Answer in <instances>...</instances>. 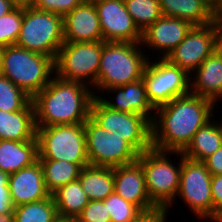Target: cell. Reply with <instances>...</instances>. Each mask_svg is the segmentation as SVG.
<instances>
[{
  "instance_id": "6da1fadb",
  "label": "cell",
  "mask_w": 222,
  "mask_h": 222,
  "mask_svg": "<svg viewBox=\"0 0 222 222\" xmlns=\"http://www.w3.org/2000/svg\"><path fill=\"white\" fill-rule=\"evenodd\" d=\"M214 105L208 99L189 93L156 108L152 122L153 148L182 152L194 134L214 118Z\"/></svg>"
},
{
  "instance_id": "7a4b0ae2",
  "label": "cell",
  "mask_w": 222,
  "mask_h": 222,
  "mask_svg": "<svg viewBox=\"0 0 222 222\" xmlns=\"http://www.w3.org/2000/svg\"><path fill=\"white\" fill-rule=\"evenodd\" d=\"M91 88V89H90ZM92 87L56 75L32 98L36 127L84 123L90 117Z\"/></svg>"
},
{
  "instance_id": "3957f363",
  "label": "cell",
  "mask_w": 222,
  "mask_h": 222,
  "mask_svg": "<svg viewBox=\"0 0 222 222\" xmlns=\"http://www.w3.org/2000/svg\"><path fill=\"white\" fill-rule=\"evenodd\" d=\"M140 47V42H105L97 82L92 89L104 92L141 79L150 57L144 55Z\"/></svg>"
},
{
  "instance_id": "277c9868",
  "label": "cell",
  "mask_w": 222,
  "mask_h": 222,
  "mask_svg": "<svg viewBox=\"0 0 222 222\" xmlns=\"http://www.w3.org/2000/svg\"><path fill=\"white\" fill-rule=\"evenodd\" d=\"M0 74L33 98L55 75L54 59L16 45L7 46Z\"/></svg>"
},
{
  "instance_id": "5b68a950",
  "label": "cell",
  "mask_w": 222,
  "mask_h": 222,
  "mask_svg": "<svg viewBox=\"0 0 222 222\" xmlns=\"http://www.w3.org/2000/svg\"><path fill=\"white\" fill-rule=\"evenodd\" d=\"M171 154L180 156L177 166L169 160ZM182 157L181 152H166L154 148L139 155L137 161L144 171L148 195L158 208L169 210L176 200L180 186Z\"/></svg>"
},
{
  "instance_id": "8992f818",
  "label": "cell",
  "mask_w": 222,
  "mask_h": 222,
  "mask_svg": "<svg viewBox=\"0 0 222 222\" xmlns=\"http://www.w3.org/2000/svg\"><path fill=\"white\" fill-rule=\"evenodd\" d=\"M38 160H63L89 165L84 123L36 127Z\"/></svg>"
},
{
  "instance_id": "52a82bcc",
  "label": "cell",
  "mask_w": 222,
  "mask_h": 222,
  "mask_svg": "<svg viewBox=\"0 0 222 222\" xmlns=\"http://www.w3.org/2000/svg\"><path fill=\"white\" fill-rule=\"evenodd\" d=\"M64 43L63 17L33 6L24 7L16 46L50 56L54 60Z\"/></svg>"
},
{
  "instance_id": "ba28073f",
  "label": "cell",
  "mask_w": 222,
  "mask_h": 222,
  "mask_svg": "<svg viewBox=\"0 0 222 222\" xmlns=\"http://www.w3.org/2000/svg\"><path fill=\"white\" fill-rule=\"evenodd\" d=\"M104 43L64 42L54 60L55 75L64 80L95 86Z\"/></svg>"
},
{
  "instance_id": "9c48e42d",
  "label": "cell",
  "mask_w": 222,
  "mask_h": 222,
  "mask_svg": "<svg viewBox=\"0 0 222 222\" xmlns=\"http://www.w3.org/2000/svg\"><path fill=\"white\" fill-rule=\"evenodd\" d=\"M90 117L107 132L117 131L140 154L153 148L152 122L141 114L112 110L99 97H94Z\"/></svg>"
},
{
  "instance_id": "30bf717a",
  "label": "cell",
  "mask_w": 222,
  "mask_h": 222,
  "mask_svg": "<svg viewBox=\"0 0 222 222\" xmlns=\"http://www.w3.org/2000/svg\"><path fill=\"white\" fill-rule=\"evenodd\" d=\"M89 165L117 167L138 160L140 153L117 131H106L91 117L84 122Z\"/></svg>"
},
{
  "instance_id": "8fae6325",
  "label": "cell",
  "mask_w": 222,
  "mask_h": 222,
  "mask_svg": "<svg viewBox=\"0 0 222 222\" xmlns=\"http://www.w3.org/2000/svg\"><path fill=\"white\" fill-rule=\"evenodd\" d=\"M142 79L147 98L155 109L190 93V75L167 58L158 57L153 62L149 59Z\"/></svg>"
},
{
  "instance_id": "7c38bea8",
  "label": "cell",
  "mask_w": 222,
  "mask_h": 222,
  "mask_svg": "<svg viewBox=\"0 0 222 222\" xmlns=\"http://www.w3.org/2000/svg\"><path fill=\"white\" fill-rule=\"evenodd\" d=\"M212 175L203 162L182 157L180 186L176 197L189 207L199 219L213 221V201L211 193ZM209 219V220H208Z\"/></svg>"
},
{
  "instance_id": "4fadbf2b",
  "label": "cell",
  "mask_w": 222,
  "mask_h": 222,
  "mask_svg": "<svg viewBox=\"0 0 222 222\" xmlns=\"http://www.w3.org/2000/svg\"><path fill=\"white\" fill-rule=\"evenodd\" d=\"M94 4L104 42H141L142 32L128 13L124 0H102Z\"/></svg>"
},
{
  "instance_id": "5bb4252c",
  "label": "cell",
  "mask_w": 222,
  "mask_h": 222,
  "mask_svg": "<svg viewBox=\"0 0 222 222\" xmlns=\"http://www.w3.org/2000/svg\"><path fill=\"white\" fill-rule=\"evenodd\" d=\"M213 53L214 32L212 25L208 24L193 26L166 58L191 75Z\"/></svg>"
},
{
  "instance_id": "9a60e30c",
  "label": "cell",
  "mask_w": 222,
  "mask_h": 222,
  "mask_svg": "<svg viewBox=\"0 0 222 222\" xmlns=\"http://www.w3.org/2000/svg\"><path fill=\"white\" fill-rule=\"evenodd\" d=\"M114 191L124 200L137 205L143 212L158 208L150 200L144 171L138 161L114 167Z\"/></svg>"
},
{
  "instance_id": "2e32d148",
  "label": "cell",
  "mask_w": 222,
  "mask_h": 222,
  "mask_svg": "<svg viewBox=\"0 0 222 222\" xmlns=\"http://www.w3.org/2000/svg\"><path fill=\"white\" fill-rule=\"evenodd\" d=\"M192 27L193 25L182 19L162 16L142 32L141 46L151 47L150 49L160 53L163 51V55L159 54V57L166 58Z\"/></svg>"
},
{
  "instance_id": "e0dca14e",
  "label": "cell",
  "mask_w": 222,
  "mask_h": 222,
  "mask_svg": "<svg viewBox=\"0 0 222 222\" xmlns=\"http://www.w3.org/2000/svg\"><path fill=\"white\" fill-rule=\"evenodd\" d=\"M8 187L14 207L41 201L51 195L46 189L39 160L10 174Z\"/></svg>"
},
{
  "instance_id": "ac0fdd59",
  "label": "cell",
  "mask_w": 222,
  "mask_h": 222,
  "mask_svg": "<svg viewBox=\"0 0 222 222\" xmlns=\"http://www.w3.org/2000/svg\"><path fill=\"white\" fill-rule=\"evenodd\" d=\"M64 42L104 41L94 3L75 7L63 17Z\"/></svg>"
},
{
  "instance_id": "d6986e66",
  "label": "cell",
  "mask_w": 222,
  "mask_h": 222,
  "mask_svg": "<svg viewBox=\"0 0 222 222\" xmlns=\"http://www.w3.org/2000/svg\"><path fill=\"white\" fill-rule=\"evenodd\" d=\"M104 91H109L111 94L114 92L112 96L116 95V97L114 95L113 100L110 97L108 100L105 97L97 96L110 109L125 113L141 114L153 122L156 109L147 98L142 78L122 86L105 89Z\"/></svg>"
},
{
  "instance_id": "ffe728a7",
  "label": "cell",
  "mask_w": 222,
  "mask_h": 222,
  "mask_svg": "<svg viewBox=\"0 0 222 222\" xmlns=\"http://www.w3.org/2000/svg\"><path fill=\"white\" fill-rule=\"evenodd\" d=\"M194 72L190 75V93L217 105L222 99V57L214 52Z\"/></svg>"
},
{
  "instance_id": "44dd1931",
  "label": "cell",
  "mask_w": 222,
  "mask_h": 222,
  "mask_svg": "<svg viewBox=\"0 0 222 222\" xmlns=\"http://www.w3.org/2000/svg\"><path fill=\"white\" fill-rule=\"evenodd\" d=\"M36 137L34 104L14 112L0 110V140L30 141Z\"/></svg>"
},
{
  "instance_id": "7402d4cb",
  "label": "cell",
  "mask_w": 222,
  "mask_h": 222,
  "mask_svg": "<svg viewBox=\"0 0 222 222\" xmlns=\"http://www.w3.org/2000/svg\"><path fill=\"white\" fill-rule=\"evenodd\" d=\"M38 160V141L0 140V170L8 174L32 165Z\"/></svg>"
},
{
  "instance_id": "603a6c76",
  "label": "cell",
  "mask_w": 222,
  "mask_h": 222,
  "mask_svg": "<svg viewBox=\"0 0 222 222\" xmlns=\"http://www.w3.org/2000/svg\"><path fill=\"white\" fill-rule=\"evenodd\" d=\"M211 119L201 127L181 152L185 158L203 162L222 145V123Z\"/></svg>"
},
{
  "instance_id": "cb8c5ba5",
  "label": "cell",
  "mask_w": 222,
  "mask_h": 222,
  "mask_svg": "<svg viewBox=\"0 0 222 222\" xmlns=\"http://www.w3.org/2000/svg\"><path fill=\"white\" fill-rule=\"evenodd\" d=\"M78 180L89 200L104 201L114 192V167L87 165Z\"/></svg>"
},
{
  "instance_id": "d4e9b609",
  "label": "cell",
  "mask_w": 222,
  "mask_h": 222,
  "mask_svg": "<svg viewBox=\"0 0 222 222\" xmlns=\"http://www.w3.org/2000/svg\"><path fill=\"white\" fill-rule=\"evenodd\" d=\"M162 15L189 22L193 26H205L215 16L201 0H159Z\"/></svg>"
},
{
  "instance_id": "484cf974",
  "label": "cell",
  "mask_w": 222,
  "mask_h": 222,
  "mask_svg": "<svg viewBox=\"0 0 222 222\" xmlns=\"http://www.w3.org/2000/svg\"><path fill=\"white\" fill-rule=\"evenodd\" d=\"M52 196L56 204L58 217L63 220L76 219L90 201L79 180L60 187Z\"/></svg>"
},
{
  "instance_id": "4316f807",
  "label": "cell",
  "mask_w": 222,
  "mask_h": 222,
  "mask_svg": "<svg viewBox=\"0 0 222 222\" xmlns=\"http://www.w3.org/2000/svg\"><path fill=\"white\" fill-rule=\"evenodd\" d=\"M47 191L52 195L60 187L78 180L82 167L63 160H39Z\"/></svg>"
},
{
  "instance_id": "83f0119b",
  "label": "cell",
  "mask_w": 222,
  "mask_h": 222,
  "mask_svg": "<svg viewBox=\"0 0 222 222\" xmlns=\"http://www.w3.org/2000/svg\"><path fill=\"white\" fill-rule=\"evenodd\" d=\"M59 219L52 195L48 198L13 208L11 222H56Z\"/></svg>"
},
{
  "instance_id": "f1b7e54d",
  "label": "cell",
  "mask_w": 222,
  "mask_h": 222,
  "mask_svg": "<svg viewBox=\"0 0 222 222\" xmlns=\"http://www.w3.org/2000/svg\"><path fill=\"white\" fill-rule=\"evenodd\" d=\"M124 3L141 32L163 16L159 0H124Z\"/></svg>"
},
{
  "instance_id": "f546056e",
  "label": "cell",
  "mask_w": 222,
  "mask_h": 222,
  "mask_svg": "<svg viewBox=\"0 0 222 222\" xmlns=\"http://www.w3.org/2000/svg\"><path fill=\"white\" fill-rule=\"evenodd\" d=\"M31 101L30 96L0 74V110L6 112L20 111Z\"/></svg>"
},
{
  "instance_id": "4dcf8cb0",
  "label": "cell",
  "mask_w": 222,
  "mask_h": 222,
  "mask_svg": "<svg viewBox=\"0 0 222 222\" xmlns=\"http://www.w3.org/2000/svg\"><path fill=\"white\" fill-rule=\"evenodd\" d=\"M104 203L111 222H132L143 213L137 205L124 200L115 191L104 200Z\"/></svg>"
},
{
  "instance_id": "1f68e13d",
  "label": "cell",
  "mask_w": 222,
  "mask_h": 222,
  "mask_svg": "<svg viewBox=\"0 0 222 222\" xmlns=\"http://www.w3.org/2000/svg\"><path fill=\"white\" fill-rule=\"evenodd\" d=\"M24 7H16L0 17V46L16 45L23 22Z\"/></svg>"
},
{
  "instance_id": "d6a6232c",
  "label": "cell",
  "mask_w": 222,
  "mask_h": 222,
  "mask_svg": "<svg viewBox=\"0 0 222 222\" xmlns=\"http://www.w3.org/2000/svg\"><path fill=\"white\" fill-rule=\"evenodd\" d=\"M78 222H111L104 201L90 200L76 218Z\"/></svg>"
},
{
  "instance_id": "836d02e7",
  "label": "cell",
  "mask_w": 222,
  "mask_h": 222,
  "mask_svg": "<svg viewBox=\"0 0 222 222\" xmlns=\"http://www.w3.org/2000/svg\"><path fill=\"white\" fill-rule=\"evenodd\" d=\"M81 3L82 0H35L33 7L64 17Z\"/></svg>"
},
{
  "instance_id": "e575fe53",
  "label": "cell",
  "mask_w": 222,
  "mask_h": 222,
  "mask_svg": "<svg viewBox=\"0 0 222 222\" xmlns=\"http://www.w3.org/2000/svg\"><path fill=\"white\" fill-rule=\"evenodd\" d=\"M213 222H222V175L212 176Z\"/></svg>"
},
{
  "instance_id": "d590c367",
  "label": "cell",
  "mask_w": 222,
  "mask_h": 222,
  "mask_svg": "<svg viewBox=\"0 0 222 222\" xmlns=\"http://www.w3.org/2000/svg\"><path fill=\"white\" fill-rule=\"evenodd\" d=\"M13 208L9 190H0V222L12 220Z\"/></svg>"
},
{
  "instance_id": "8d00e7d4",
  "label": "cell",
  "mask_w": 222,
  "mask_h": 222,
  "mask_svg": "<svg viewBox=\"0 0 222 222\" xmlns=\"http://www.w3.org/2000/svg\"><path fill=\"white\" fill-rule=\"evenodd\" d=\"M203 163L212 176L222 175V145L207 157Z\"/></svg>"
},
{
  "instance_id": "74e56055",
  "label": "cell",
  "mask_w": 222,
  "mask_h": 222,
  "mask_svg": "<svg viewBox=\"0 0 222 222\" xmlns=\"http://www.w3.org/2000/svg\"><path fill=\"white\" fill-rule=\"evenodd\" d=\"M210 24L214 32V52L222 57V14L215 15Z\"/></svg>"
},
{
  "instance_id": "f35d334b",
  "label": "cell",
  "mask_w": 222,
  "mask_h": 222,
  "mask_svg": "<svg viewBox=\"0 0 222 222\" xmlns=\"http://www.w3.org/2000/svg\"><path fill=\"white\" fill-rule=\"evenodd\" d=\"M167 217V209L157 208L149 212H143L135 221L132 222H165Z\"/></svg>"
},
{
  "instance_id": "ab89813d",
  "label": "cell",
  "mask_w": 222,
  "mask_h": 222,
  "mask_svg": "<svg viewBox=\"0 0 222 222\" xmlns=\"http://www.w3.org/2000/svg\"><path fill=\"white\" fill-rule=\"evenodd\" d=\"M214 14H222V0H201Z\"/></svg>"
},
{
  "instance_id": "60d3db41",
  "label": "cell",
  "mask_w": 222,
  "mask_h": 222,
  "mask_svg": "<svg viewBox=\"0 0 222 222\" xmlns=\"http://www.w3.org/2000/svg\"><path fill=\"white\" fill-rule=\"evenodd\" d=\"M17 6L12 0H0V17L8 14L14 10Z\"/></svg>"
},
{
  "instance_id": "b9f144b4",
  "label": "cell",
  "mask_w": 222,
  "mask_h": 222,
  "mask_svg": "<svg viewBox=\"0 0 222 222\" xmlns=\"http://www.w3.org/2000/svg\"><path fill=\"white\" fill-rule=\"evenodd\" d=\"M9 177L10 174L0 170V190H9Z\"/></svg>"
},
{
  "instance_id": "7bdbcfd3",
  "label": "cell",
  "mask_w": 222,
  "mask_h": 222,
  "mask_svg": "<svg viewBox=\"0 0 222 222\" xmlns=\"http://www.w3.org/2000/svg\"><path fill=\"white\" fill-rule=\"evenodd\" d=\"M17 7H31L34 5L35 0H12Z\"/></svg>"
},
{
  "instance_id": "ee69618b",
  "label": "cell",
  "mask_w": 222,
  "mask_h": 222,
  "mask_svg": "<svg viewBox=\"0 0 222 222\" xmlns=\"http://www.w3.org/2000/svg\"><path fill=\"white\" fill-rule=\"evenodd\" d=\"M3 52H4V47L0 46V72L2 69Z\"/></svg>"
},
{
  "instance_id": "f6af8a7d",
  "label": "cell",
  "mask_w": 222,
  "mask_h": 222,
  "mask_svg": "<svg viewBox=\"0 0 222 222\" xmlns=\"http://www.w3.org/2000/svg\"><path fill=\"white\" fill-rule=\"evenodd\" d=\"M98 1H102V0H82V2L84 3H96Z\"/></svg>"
},
{
  "instance_id": "bcb514c9",
  "label": "cell",
  "mask_w": 222,
  "mask_h": 222,
  "mask_svg": "<svg viewBox=\"0 0 222 222\" xmlns=\"http://www.w3.org/2000/svg\"><path fill=\"white\" fill-rule=\"evenodd\" d=\"M62 222H78V221L76 219H66V220L62 219Z\"/></svg>"
},
{
  "instance_id": "7dc6e473",
  "label": "cell",
  "mask_w": 222,
  "mask_h": 222,
  "mask_svg": "<svg viewBox=\"0 0 222 222\" xmlns=\"http://www.w3.org/2000/svg\"><path fill=\"white\" fill-rule=\"evenodd\" d=\"M56 222H62V219L59 218Z\"/></svg>"
}]
</instances>
